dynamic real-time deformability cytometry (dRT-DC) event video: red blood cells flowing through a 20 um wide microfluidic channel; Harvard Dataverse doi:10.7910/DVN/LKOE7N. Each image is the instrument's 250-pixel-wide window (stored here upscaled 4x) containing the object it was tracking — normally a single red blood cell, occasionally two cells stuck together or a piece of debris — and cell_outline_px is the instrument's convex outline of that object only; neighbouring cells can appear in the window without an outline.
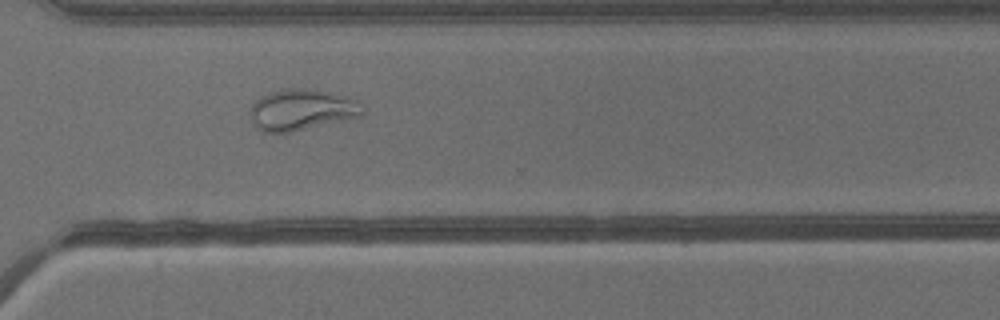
{"species": "common noctule bat (a hibernating species)", "species_latin": "Nyctalus noctula", "temperature_condition": "warm", "stored_images_in_passage": 39, "camera_frame_rate_fps": 3000, "um_per_image_px": 0.085, "animal": {"sex": "male", "body_mass_g": 13.3}, "frame": {"image": 1, "passage_image": 28, "time_ms": 9.0, "image_size_px": [1000, 320], "cell_outline_px": [[364, 112], [360, 116], [288, 132], [264, 132], [256, 128], [252, 120], [252, 104], [260, 96], [272, 92], [288, 88], [304, 88], [324, 92], [352, 100], [364, 108]], "centroid_in_image_um": [25.57, 9.34], "position_along_channel_um": 345.0, "area_um2": 25.84}}